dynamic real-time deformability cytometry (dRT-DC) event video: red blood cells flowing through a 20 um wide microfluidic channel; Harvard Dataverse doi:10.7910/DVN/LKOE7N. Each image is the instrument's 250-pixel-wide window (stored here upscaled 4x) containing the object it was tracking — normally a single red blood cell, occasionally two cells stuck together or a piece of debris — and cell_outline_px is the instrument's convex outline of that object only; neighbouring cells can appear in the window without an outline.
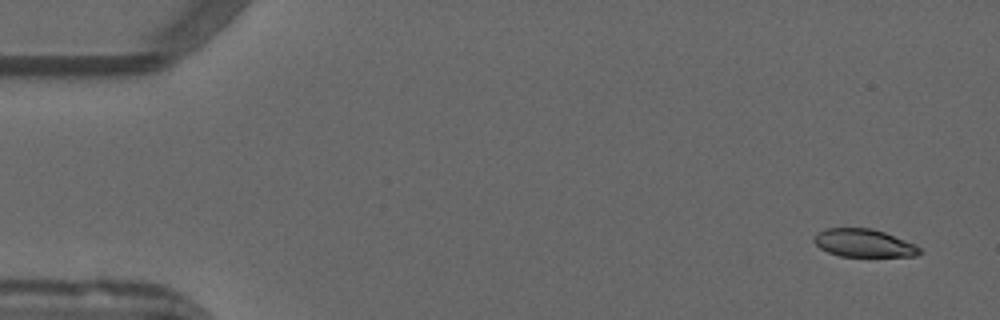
{"species": "common noctule bat (a hibernating species)", "species_latin": "Nyctalus noctula", "temperature_condition": "warm", "stored_images_in_passage": 50, "camera_frame_rate_fps": 3000, "um_per_image_px": 0.085, "animal": {"sex": "male", "forearm_length_mm": 52.5}, "frame": {"image": 1, "passage_image": 3, "time_ms": 0.667, "image_size_px": [1000, 320], "cell_outline_px": [[924, 252], [916, 256], [840, 256], [828, 252], [820, 248], [812, 240], [824, 228], [872, 228], [884, 232], [916, 244]], "centroid_in_image_um": [73.46, 20.66], "position_along_channel_um": 11.5, "area_um2": 17.17}}
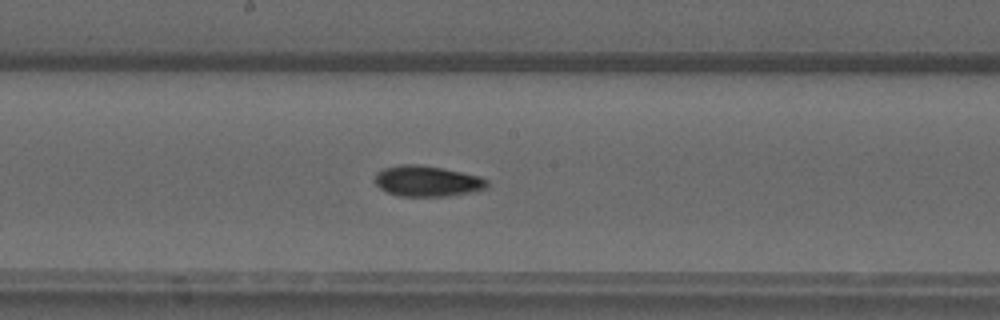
{"frame": {"image": 2, "passage_image": 28, "time_ms": 9.0, "image_size_px": [1000, 320], "cell_outline_px": [[488, 184], [484, 188], [476, 192], [448, 196], [400, 196], [388, 192], [380, 188], [372, 180], [376, 172], [384, 168], [400, 164], [420, 164], [444, 168], [480, 176], [488, 180]], "centroid_in_image_um": [36.3, 15.39], "position_along_channel_um": 211.9, "area_um2": 20.4}}
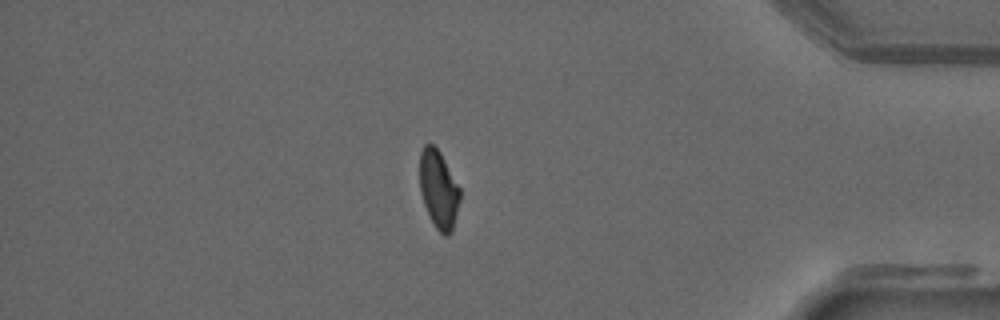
{"frame": {"image": 3, "passage_image": 45, "time_ms": 14.667, "image_size_px": [1000, 320], "cell_outline_px": [[460, 200], [452, 232], [448, 236], [444, 236], [436, 228], [424, 204], [420, 192], [420, 152], [424, 144], [432, 144], [440, 152], [460, 188]], "centroid_in_image_um": [37.29, 16.1], "position_along_channel_um": 397.9, "area_um2": 18.21}, "authors_computed_cell_mechanics": {"area_um2": 19.3052, "velocity_mm_per_s": 3.9147, "shape_relaxation_time_tau1_ms": 8.6293, "shape_relaxation_time_tau2_ms": 2.4916, "deformation_change_tau1": 0.2351, "deformation_change_tau2": 0.0747}}